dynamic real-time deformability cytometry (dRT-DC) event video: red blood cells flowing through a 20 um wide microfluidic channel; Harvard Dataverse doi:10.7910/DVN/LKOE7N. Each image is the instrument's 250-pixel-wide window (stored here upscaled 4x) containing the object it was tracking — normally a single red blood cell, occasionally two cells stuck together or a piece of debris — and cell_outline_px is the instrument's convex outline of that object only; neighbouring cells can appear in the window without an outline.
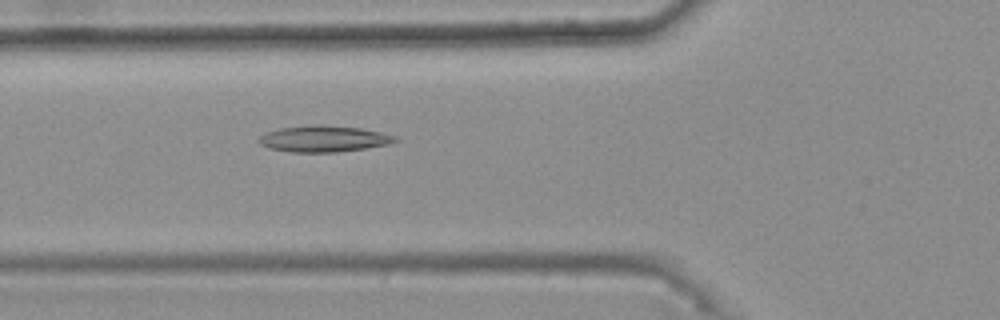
{"species": "common noctule bat (a hibernating species)", "species_latin": "Nyctalus noctula", "temperature_condition": "warm", "stored_images_in_passage": 49, "camera_frame_rate_fps": 3000, "um_per_image_px": 0.085, "animal": {"sex": "female", "body_mass_g": 25.1}, "frame": {"image": 1, "passage_image": 19, "time_ms": 6.0, "image_size_px": [1000, 320], "cell_outline_px": [[400, 140], [388, 144], [364, 148], [336, 152], [292, 152], [268, 148], [260, 144], [256, 140], [260, 136], [268, 132], [280, 128], [320, 124], [360, 128], [380, 132], [396, 136]], "centroid_in_image_um": [27.5, 11.8], "position_along_channel_um": 98.3, "area_um2": 20.75}}
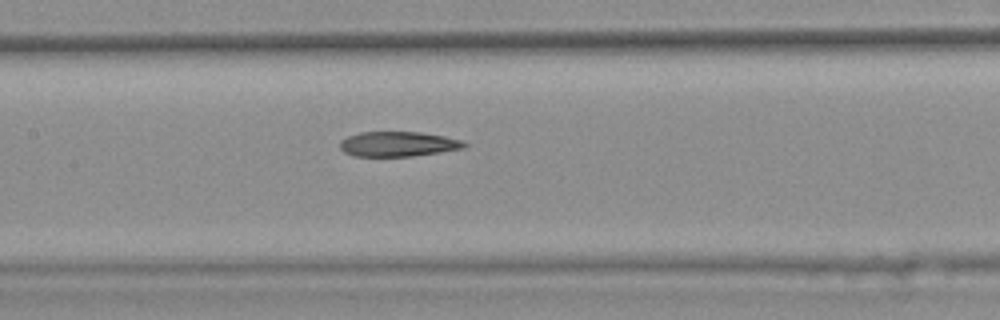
{"frame": {"image": 2, "passage_image": 25, "time_ms": 8.0, "image_size_px": [1000, 320], "cell_outline_px": [[468, 144], [464, 148], [440, 152], [412, 156], [352, 156], [344, 152], [340, 148], [340, 140], [348, 136], [360, 132], [420, 132], [444, 136], [464, 140]], "centroid_in_image_um": [33.84, 12.24], "position_along_channel_um": 173.6, "area_um2": 18.15}}
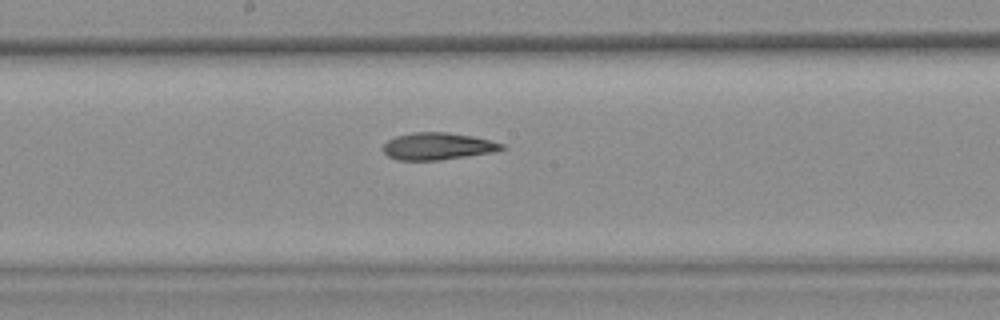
{"frame": {"image": 3, "passage_image": 28, "time_ms": 9.0, "image_size_px": [1000, 320], "cell_outline_px": [[508, 148], [496, 152], [440, 160], [396, 160], [388, 156], [384, 152], [384, 144], [388, 140], [396, 136], [412, 132], [448, 132], [472, 136], [492, 140], [504, 144]], "centroid_in_image_um": [37.26, 12.43], "position_along_channel_um": 210.9, "area_um2": 18.96}}